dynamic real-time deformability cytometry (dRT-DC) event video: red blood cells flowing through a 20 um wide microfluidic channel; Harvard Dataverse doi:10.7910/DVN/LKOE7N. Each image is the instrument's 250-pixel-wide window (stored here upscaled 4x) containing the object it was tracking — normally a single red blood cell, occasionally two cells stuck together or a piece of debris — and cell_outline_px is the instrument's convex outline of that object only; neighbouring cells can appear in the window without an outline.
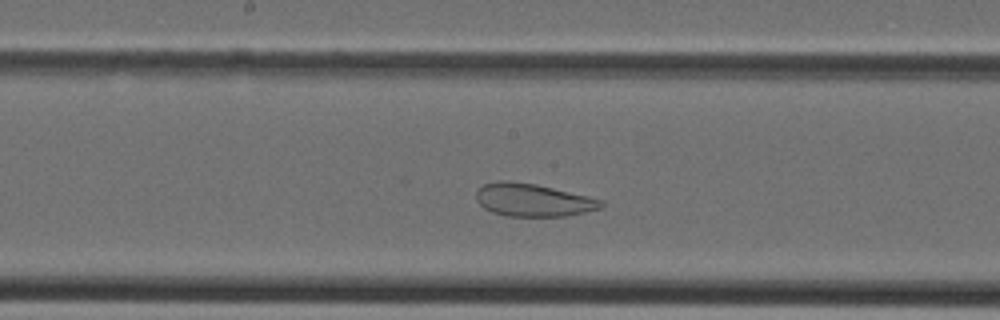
{"species": "Egyptian fruit bat (a non-hibernating species)", "species_latin": "Rousettus aegyptiacus", "temperature_condition": "cold", "stored_images_in_passage": 33, "camera_frame_rate_fps": 3000, "um_per_image_px": 0.085, "animal": {"sex": "female"}, "frame": {"image": 1, "passage_image": 14, "time_ms": 4.333, "image_size_px": [1000, 320], "cell_outline_px": [[604, 208], [568, 216], [508, 216], [492, 212], [484, 208], [476, 200], [476, 188], [484, 184], [500, 180], [508, 180], [536, 184], [604, 200]], "centroid_in_image_um": [45.31, 17.0], "position_along_channel_um": 202.9, "area_um2": 24.1}}
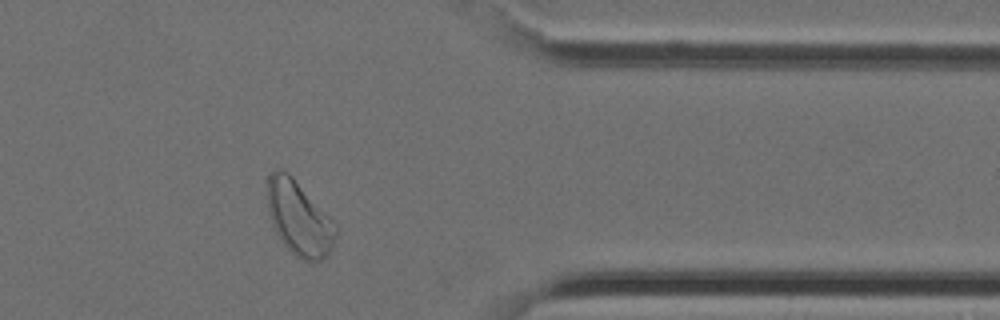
{"frame": {"image": 2, "passage_image": 26, "time_ms": 8.333, "image_size_px": [1000, 320], "cell_outline_px": [[336, 236], [332, 248], [320, 260], [304, 260], [296, 256], [284, 244], [276, 232], [272, 224], [268, 212], [264, 180], [272, 172], [280, 168], [288, 172], [292, 176], [336, 224]], "centroid_in_image_um": [25.36, 18.49], "position_along_channel_um": 386.0, "area_um2": 29.54}}
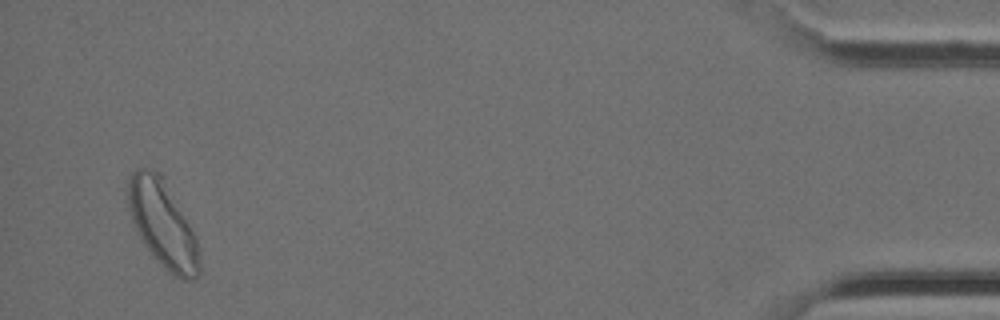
{"frame": {"image": 3, "passage_image": 32, "time_ms": 10.333, "image_size_px": [1000, 320], "cell_outline_px": [[200, 272], [192, 280], [180, 280], [164, 268], [152, 256], [136, 232], [132, 220], [128, 204], [128, 184], [132, 172], [136, 168], [144, 168], [156, 172], [164, 176], [196, 236], [200, 252]], "centroid_in_image_um": [13.85, 19.06], "position_along_channel_um": 421.3, "area_um2": 36.24}}